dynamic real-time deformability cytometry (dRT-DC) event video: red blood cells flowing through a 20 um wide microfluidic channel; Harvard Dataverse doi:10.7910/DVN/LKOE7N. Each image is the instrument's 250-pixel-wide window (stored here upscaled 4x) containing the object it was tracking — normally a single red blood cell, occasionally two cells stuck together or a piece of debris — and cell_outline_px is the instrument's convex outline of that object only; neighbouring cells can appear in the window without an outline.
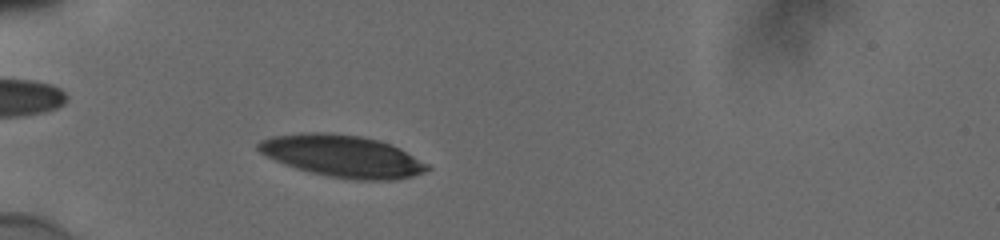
{"species": "human", "species_latin": "Homo sapiens", "temperature_condition": "cold", "stored_images_in_passage": 41, "camera_frame_rate_fps": 3000, "um_per_image_px": 0.085, "donor": {"sex": "male"}, "frame": {"image": 1, "passage_image": 8, "time_ms": 2.333, "image_size_px": [1000, 240], "cell_outline_px": [[432, 168], [424, 172], [412, 176], [392, 180], [356, 180], [328, 176], [296, 168], [284, 164], [260, 152], [256, 148], [256, 144], [260, 140], [272, 136], [300, 132], [328, 132], [360, 136], [380, 140], [392, 144], [400, 148], [428, 164]], "centroid_in_image_um": [29.11, 13.25], "position_along_channel_um": 55.9, "area_um2": 41.44}}
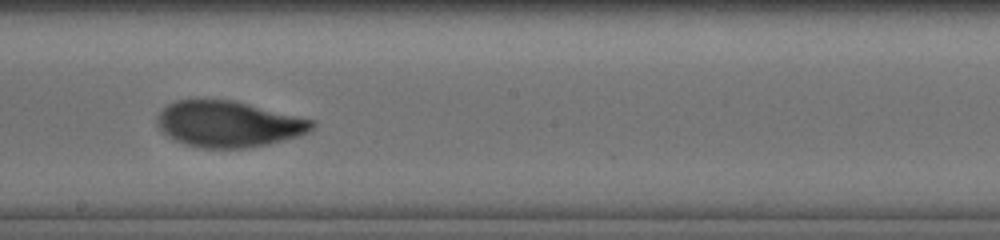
{"frame": {"image": 2, "passage_image": 23, "time_ms": 7.333, "image_size_px": [1000, 240], "cell_outline_px": [[316, 124], [312, 132], [300, 136], [268, 144], [244, 148], [204, 148], [184, 144], [172, 140], [156, 124], [156, 120], [160, 112], [168, 104], [176, 100], [232, 100], [316, 120]], "centroid_in_image_um": [19.47, 10.55], "position_along_channel_um": 228.7, "area_um2": 41.73}}
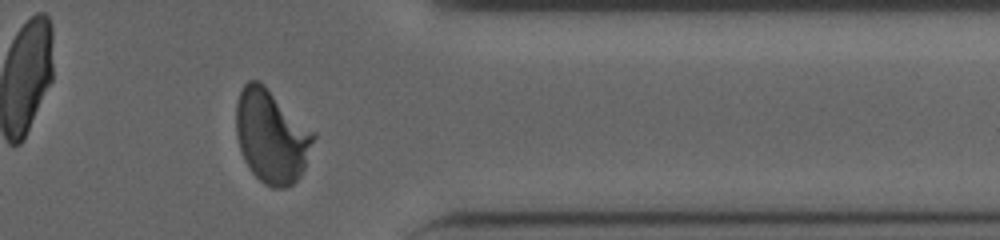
{"frame": {"image": 3, "passage_image": 36, "time_ms": 11.667, "image_size_px": [1000, 240], "cell_outline_px": [[316, 136], [304, 168], [300, 176], [292, 184], [284, 188], [272, 188], [264, 184], [252, 172], [244, 160], [236, 136], [236, 104], [240, 92], [244, 84], [248, 80], [260, 80], [316, 132]], "centroid_in_image_um": [23.08, 11.56], "position_along_channel_um": 388.3, "area_um2": 42.37}, "authors_computed_cell_mechanics": {"area_um2": 41.2692, "velocity_mm_per_s": 3.8444, "shape_relaxation_time_tau1_ms": 4.9077, "shape_relaxation_time_tau2_ms": 0.9856, "deformation_change_tau1": 0.1931, "deformation_change_tau2": 0.0567}}